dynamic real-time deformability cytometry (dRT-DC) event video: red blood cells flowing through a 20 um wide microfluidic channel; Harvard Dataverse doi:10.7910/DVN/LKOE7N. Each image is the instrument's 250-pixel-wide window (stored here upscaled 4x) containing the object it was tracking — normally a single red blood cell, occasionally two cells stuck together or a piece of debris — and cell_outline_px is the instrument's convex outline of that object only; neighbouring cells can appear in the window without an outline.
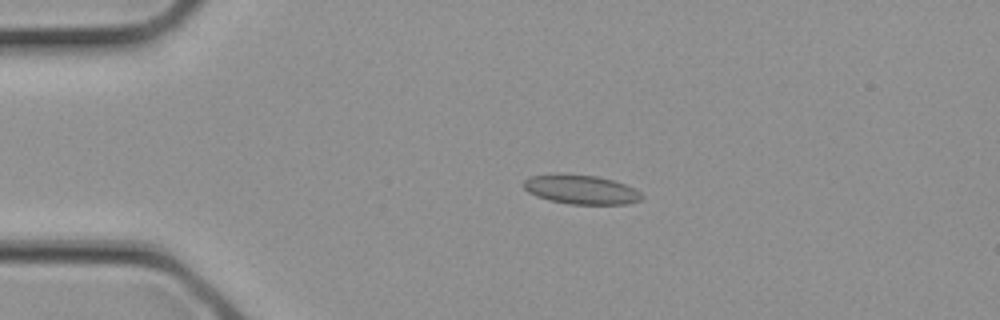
{"species": "common noctule bat (a hibernating species)", "species_latin": "Nyctalus noctula", "temperature_condition": "cold", "stored_images_in_passage": 2, "camera_frame_rate_fps": 3000, "um_per_image_px": 0.085, "animal": {"sex": "female", "body_mass_g": 21.9}, "frame": {"image": 1, "passage_image": 2, "time_ms": 0.333, "image_size_px": [1000, 320], "cell_outline_px": [[644, 196], [640, 200], [628, 204], [568, 204], [548, 200], [536, 196], [528, 192], [520, 184], [524, 180], [532, 176], [556, 172], [596, 176], [612, 180], [624, 184], [640, 192]], "centroid_in_image_um": [49.32, 16.1], "position_along_channel_um": 35.7, "area_um2": 20.4}}